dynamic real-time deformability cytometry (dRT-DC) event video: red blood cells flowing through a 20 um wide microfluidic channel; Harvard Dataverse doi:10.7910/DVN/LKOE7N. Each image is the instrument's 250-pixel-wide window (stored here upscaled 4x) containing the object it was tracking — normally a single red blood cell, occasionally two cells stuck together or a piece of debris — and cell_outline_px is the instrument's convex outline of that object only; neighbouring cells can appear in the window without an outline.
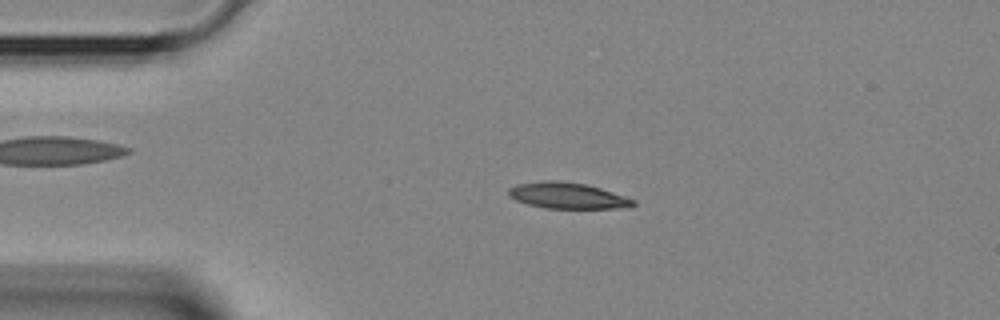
{"species": "Egyptian fruit bat (a non-hibernating species)", "species_latin": "Rousettus aegyptiacus", "temperature_condition": "room temperature", "stored_images_in_passage": 36, "camera_frame_rate_fps": 3000, "um_per_image_px": 0.085, "animal": {"sex": "female"}, "frame": {"image": 1, "passage_image": 3, "time_ms": 0.667, "image_size_px": [1000, 320], "cell_outline_px": [[636, 204], [628, 208], [544, 208], [528, 204], [516, 200], [508, 196], [508, 188], [516, 184], [544, 180], [556, 180], [584, 184], [600, 188], [636, 200]], "centroid_in_image_um": [48.22, 16.63], "position_along_channel_um": 36.8, "area_um2": 18.96}}
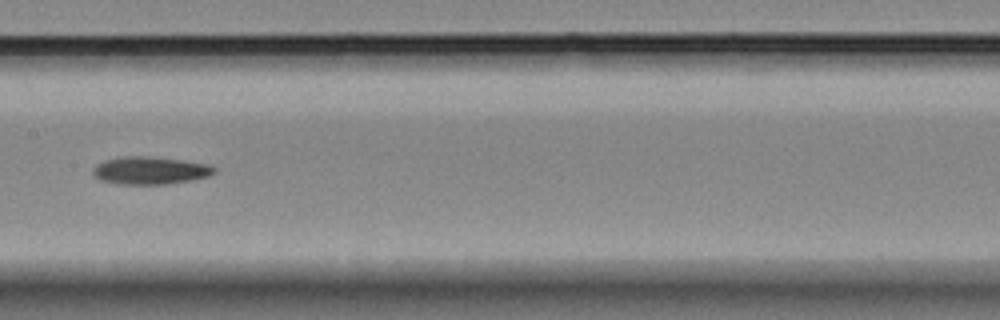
{"frame": {"image": 2, "passage_image": 15, "time_ms": 4.667, "image_size_px": [1000, 320], "cell_outline_px": [[216, 172], [208, 176], [188, 180], [164, 184], [120, 184], [100, 180], [92, 172], [92, 168], [96, 164], [104, 160], [120, 156], [152, 156], [208, 164], [216, 168]], "centroid_in_image_um": [12.72, 14.47], "position_along_channel_um": 194.7, "area_um2": 19.48}}
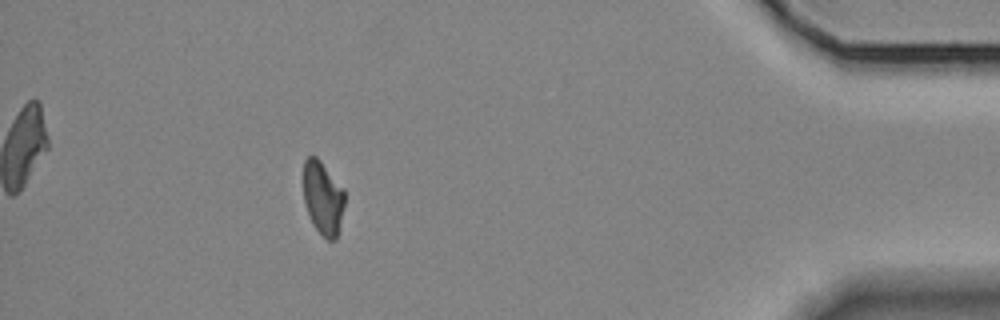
{"frame": {"image": 3, "passage_image": 32, "time_ms": 10.333, "image_size_px": [1000, 320], "cell_outline_px": [[344, 204], [336, 240], [328, 240], [312, 224], [304, 200], [304, 160], [308, 156], [316, 156], [320, 160], [344, 188]], "centroid_in_image_um": [27.45, 16.8], "position_along_channel_um": 407.7, "area_um2": 17.46}}